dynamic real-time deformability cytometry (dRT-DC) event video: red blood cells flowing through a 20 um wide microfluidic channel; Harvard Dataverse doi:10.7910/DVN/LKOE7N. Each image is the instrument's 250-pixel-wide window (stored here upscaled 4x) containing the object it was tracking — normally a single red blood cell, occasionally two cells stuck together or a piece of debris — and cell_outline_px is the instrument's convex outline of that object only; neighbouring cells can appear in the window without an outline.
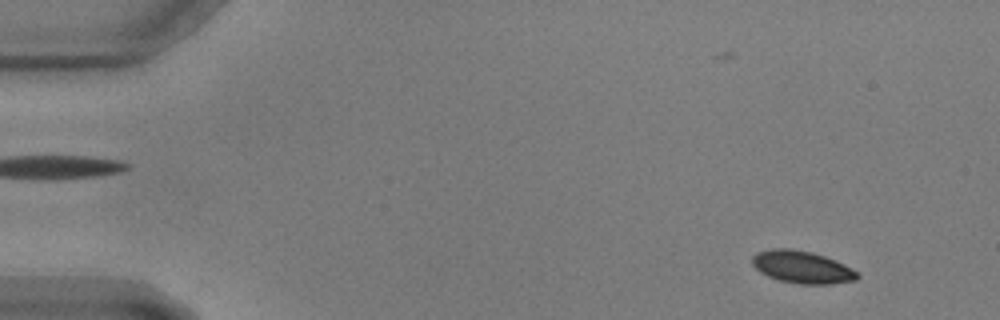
{"species": "common noctule bat (a hibernating species)", "species_latin": "Nyctalus noctula", "temperature_condition": "warm", "stored_images_in_passage": 18, "camera_frame_rate_fps": 3000, "um_per_image_px": 0.085, "animal": {"sex": "male", "body_mass_g": 17.9, "forearm_length_mm": 54.2}, "frame": {"image": 1, "passage_image": 5, "time_ms": 1.333, "image_size_px": [1000, 320], "cell_outline_px": [[860, 276], [856, 280], [828, 284], [800, 284], [780, 280], [768, 276], [760, 272], [752, 264], [752, 256], [756, 252], [772, 248], [792, 248], [812, 252], [824, 256], [844, 264], [852, 268]], "centroid_in_image_um": [68.15, 22.69], "position_along_channel_um": 16.8, "area_um2": 19.83}}
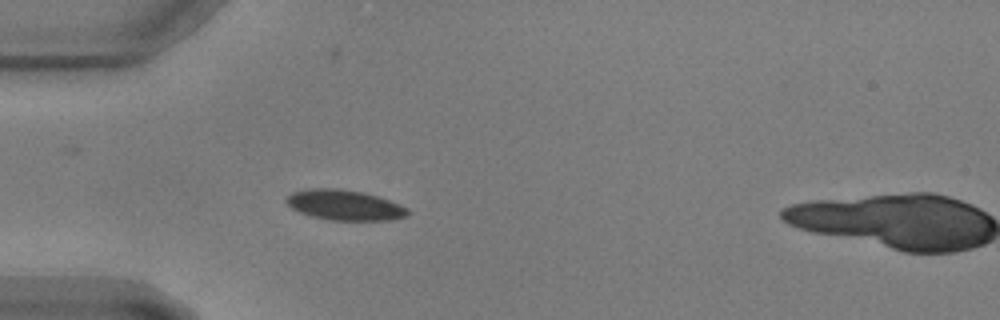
{"frame": {"image": 2, "passage_image": 17, "time_ms": 5.333, "image_size_px": [1000, 320], "cell_outline_px": [[408, 216], [388, 220], [332, 220], [312, 216], [300, 212], [292, 208], [284, 200], [292, 192], [308, 188], [340, 188], [360, 192], [376, 196], [400, 204], [408, 208]], "centroid_in_image_um": [29.27, 17.42], "position_along_channel_um": 55.7, "area_um2": 21.27}}